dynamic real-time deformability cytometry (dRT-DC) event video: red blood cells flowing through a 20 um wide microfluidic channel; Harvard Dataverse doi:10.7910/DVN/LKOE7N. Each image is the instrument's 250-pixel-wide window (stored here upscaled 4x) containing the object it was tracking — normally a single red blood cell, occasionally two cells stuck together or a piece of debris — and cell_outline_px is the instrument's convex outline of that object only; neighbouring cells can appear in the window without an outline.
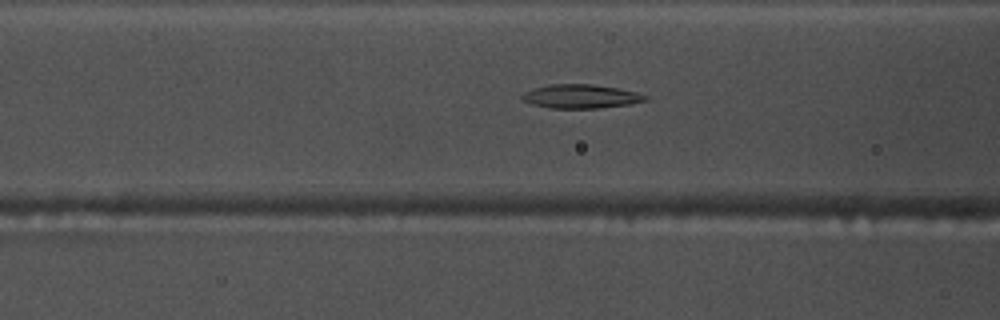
{"species": "common noctule bat (a hibernating species)", "species_latin": "Nyctalus noctula", "temperature_condition": "warm", "stored_images_in_passage": 40, "camera_frame_rate_fps": 3000, "um_per_image_px": 0.085, "animal": {"sex": "male", "body_mass_g": 17.5, "forearm_length_mm": 52.3}, "frame": {"image": 1, "passage_image": 7, "time_ms": 2.0, "image_size_px": [1000, 320], "cell_outline_px": [[648, 100], [628, 104], [600, 108], [548, 108], [532, 104], [524, 100], [520, 96], [524, 92], [548, 84], [592, 84], [616, 88], [636, 92], [648, 96]], "centroid_in_image_um": [49.36, 8.19], "position_along_channel_um": 117.2, "area_um2": 16.99}}
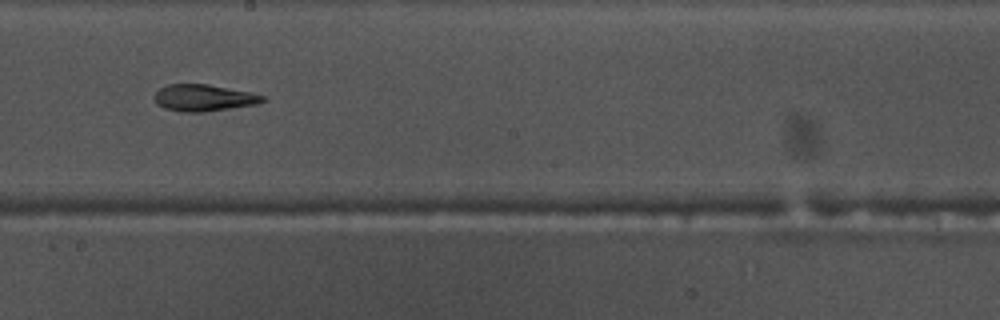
{"frame": {"image": 2, "passage_image": 16, "time_ms": 5.0, "image_size_px": [1000, 320], "cell_outline_px": [[268, 100], [256, 104], [204, 112], [180, 112], [164, 108], [156, 104], [156, 92], [160, 88], [168, 84], [208, 84], [248, 92], [264, 96]], "centroid_in_image_um": [17.31, 8.32], "position_along_channel_um": 230.9, "area_um2": 16.7}}
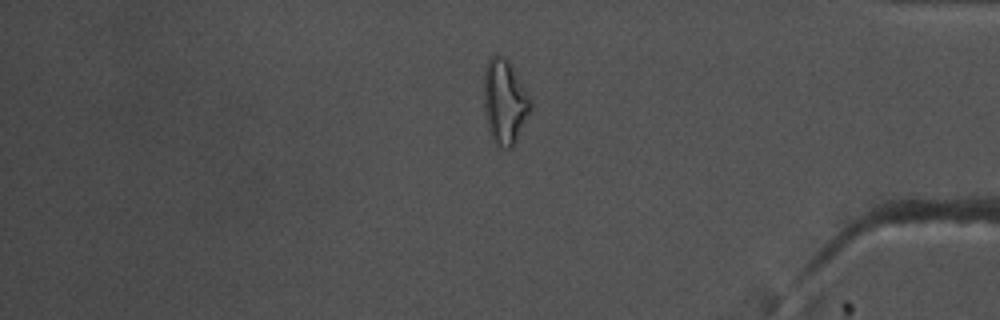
{"frame": {"image": 3, "passage_image": 31, "time_ms": 10.0, "image_size_px": [1000, 320], "cell_outline_px": [[532, 108], [512, 148], [508, 152], [496, 144], [488, 128], [484, 112], [484, 68], [488, 60], [492, 56], [508, 56], [532, 104]], "centroid_in_image_um": [42.89, 8.64], "position_along_channel_um": 392.3, "area_um2": 23.12}, "authors_computed_cell_mechanics": {"area_um2": 17.34, "velocity_mm_per_s": 3.802, "shape_relaxation_time_tau1_ms": null, "shape_relaxation_time_tau2_ms": 6.4738, "deformation_change_tau1": null, "deformation_change_tau2": 0.1734}}